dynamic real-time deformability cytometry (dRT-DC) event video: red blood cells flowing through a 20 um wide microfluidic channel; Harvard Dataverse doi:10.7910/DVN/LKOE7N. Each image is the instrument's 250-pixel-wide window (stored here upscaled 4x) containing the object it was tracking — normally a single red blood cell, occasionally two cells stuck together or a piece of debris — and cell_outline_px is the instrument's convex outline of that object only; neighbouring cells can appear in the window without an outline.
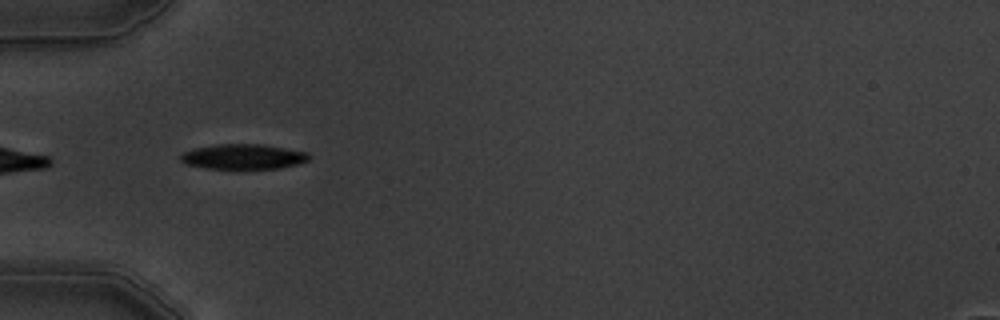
{"species": "common noctule bat (a hibernating species)", "species_latin": "Nyctalus noctula", "temperature_condition": "warm", "stored_images_in_passage": 7, "camera_frame_rate_fps": 3000, "um_per_image_px": 0.085, "animal": {"sex": "male", "body_mass_g": 19.5, "forearm_length_mm": 54.6}, "frame": {"image": 1, "passage_image": 6, "time_ms": 5.667, "image_size_px": [1000, 320], "cell_outline_px": [[312, 156], [308, 160], [300, 164], [280, 168], [244, 172], [204, 168], [188, 164], [180, 160], [180, 156], [184, 152], [196, 148], [216, 144], [260, 144], [308, 152]], "centroid_in_image_um": [20.72, 13.37], "position_along_channel_um": 64.3, "area_um2": 19.71}}